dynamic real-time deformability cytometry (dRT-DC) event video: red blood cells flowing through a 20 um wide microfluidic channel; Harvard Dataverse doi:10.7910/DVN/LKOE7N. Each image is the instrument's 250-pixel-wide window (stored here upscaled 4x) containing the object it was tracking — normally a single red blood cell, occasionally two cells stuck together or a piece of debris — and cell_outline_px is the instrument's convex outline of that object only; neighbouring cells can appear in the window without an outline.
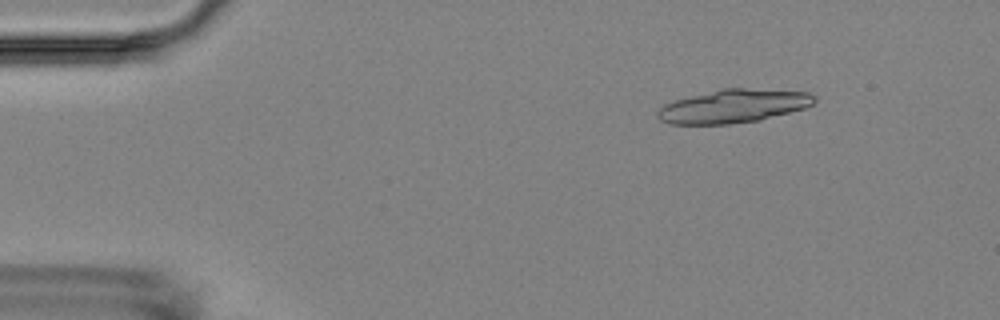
{"species": "Egyptian fruit bat (a non-hibernating species)", "species_latin": "Rousettus aegyptiacus", "temperature_condition": "room temperature", "stored_images_in_passage": 5, "camera_frame_rate_fps": 3000, "um_per_image_px": 0.085, "animal": {"sex": "female"}, "frame": {"image": 1, "passage_image": 2, "time_ms": 1.333, "image_size_px": [1000, 320], "cell_outline_px": [[816, 100], [812, 104], [804, 108], [760, 120], [728, 124], [668, 124], [660, 120], [656, 116], [656, 112], [664, 104], [676, 100], [720, 88], [744, 88], [808, 92], [816, 96]], "centroid_in_image_um": [62.32, 9.02], "position_along_channel_um": 22.7, "area_um2": 30.46}}